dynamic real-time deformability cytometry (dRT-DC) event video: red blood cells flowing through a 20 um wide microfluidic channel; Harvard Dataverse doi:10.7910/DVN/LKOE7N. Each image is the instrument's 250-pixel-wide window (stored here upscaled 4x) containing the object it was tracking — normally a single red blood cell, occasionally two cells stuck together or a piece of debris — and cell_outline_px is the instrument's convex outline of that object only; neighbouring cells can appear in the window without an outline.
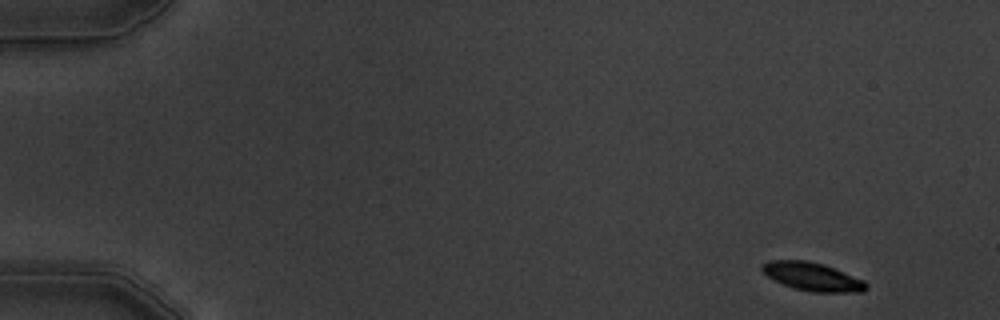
{"species": "common noctule bat (a hibernating species)", "species_latin": "Nyctalus noctula", "temperature_condition": "warm", "stored_images_in_passage": 6, "camera_frame_rate_fps": 3000, "um_per_image_px": 0.085, "animal": {"sex": "male", "body_mass_g": 19.5, "forearm_length_mm": 54.6}, "frame": {"image": 1, "passage_image": 1, "time_ms": 0.0, "image_size_px": [1000, 320], "cell_outline_px": [[868, 288], [864, 292], [812, 292], [796, 288], [784, 284], [768, 276], [760, 268], [760, 264], [768, 260], [804, 260], [824, 264], [864, 280], [868, 284]], "centroid_in_image_um": [69.08, 23.51], "position_along_channel_um": 15.9, "area_um2": 17.11}}
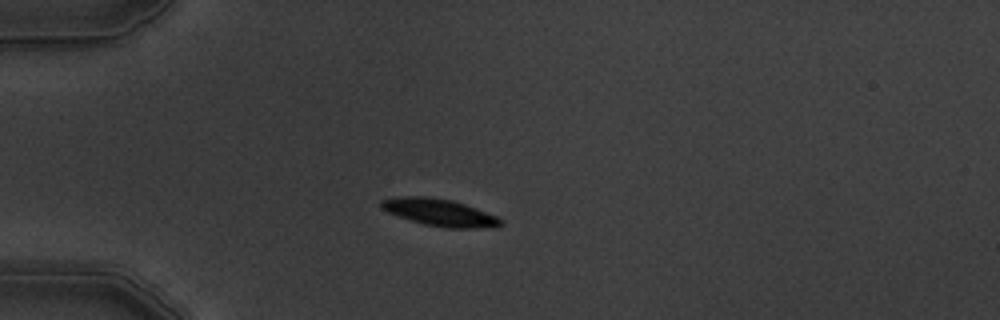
{"frame": {"image": 2, "passage_image": 4, "time_ms": 3.667, "image_size_px": [1000, 320], "cell_outline_px": [[504, 224], [496, 228], [444, 228], [424, 224], [388, 212], [380, 208], [380, 200], [404, 196], [424, 196], [452, 200], [464, 204], [496, 216]], "centroid_in_image_um": [37.38, 18.07], "position_along_channel_um": 47.6, "area_um2": 18.73}}